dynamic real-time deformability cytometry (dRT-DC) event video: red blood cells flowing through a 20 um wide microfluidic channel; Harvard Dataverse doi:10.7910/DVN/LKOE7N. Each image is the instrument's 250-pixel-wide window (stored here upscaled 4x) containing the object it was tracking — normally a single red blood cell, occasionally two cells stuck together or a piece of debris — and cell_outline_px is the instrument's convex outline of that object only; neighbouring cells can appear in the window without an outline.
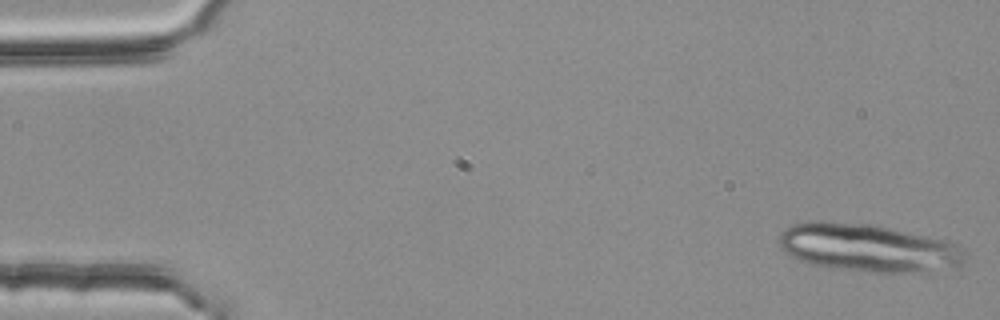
{"species": "common noctule bat (a hibernating species)", "species_latin": "Nyctalus noctula", "temperature_condition": "room temperature", "stored_images_in_passage": 3, "camera_frame_rate_fps": 3000, "um_per_image_px": 0.085, "animal": {"sex": "female", "body_mass_g": 25.1}, "frame": {"image": 1, "passage_image": 1, "time_ms": 0.0, "image_size_px": [1000, 320], "cell_outline_px": [[968, 256], [964, 264], [948, 276], [868, 272], [836, 268], [812, 264], [800, 260], [784, 252], [780, 244], [780, 232], [784, 228], [792, 224], [812, 220], [820, 220], [876, 224], [952, 240], [964, 248], [968, 252]], "centroid_in_image_um": [74.08, 21.11], "position_along_channel_um": 10.9, "area_um2": 55.03}}